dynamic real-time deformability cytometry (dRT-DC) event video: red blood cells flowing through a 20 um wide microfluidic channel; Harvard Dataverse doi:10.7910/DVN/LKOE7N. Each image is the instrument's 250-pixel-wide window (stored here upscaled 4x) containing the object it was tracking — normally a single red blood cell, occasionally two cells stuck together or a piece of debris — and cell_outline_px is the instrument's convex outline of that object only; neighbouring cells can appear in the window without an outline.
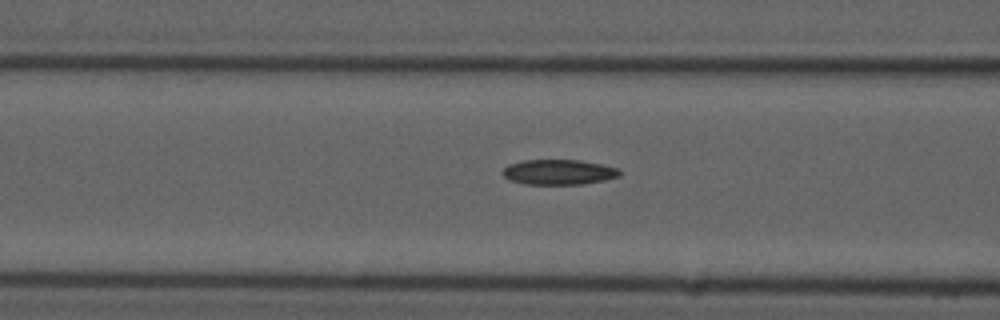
{"species": "common noctule bat (a hibernating species)", "species_latin": "Nyctalus noctula", "temperature_condition": "cold", "stored_images_in_passage": 13, "camera_frame_rate_fps": 3000, "um_per_image_px": 0.085, "animal": {"sex": "male", "forearm_length_mm": 52.5}, "frame": {"image": 1, "passage_image": 11, "time_ms": 3.333, "image_size_px": [1000, 320], "cell_outline_px": [[620, 176], [604, 180], [584, 184], [524, 184], [508, 180], [500, 172], [508, 164], [524, 160], [580, 160], [604, 164], [616, 168], [620, 172]], "centroid_in_image_um": [47.46, 14.63], "position_along_channel_um": 119.1, "area_um2": 17.28}}